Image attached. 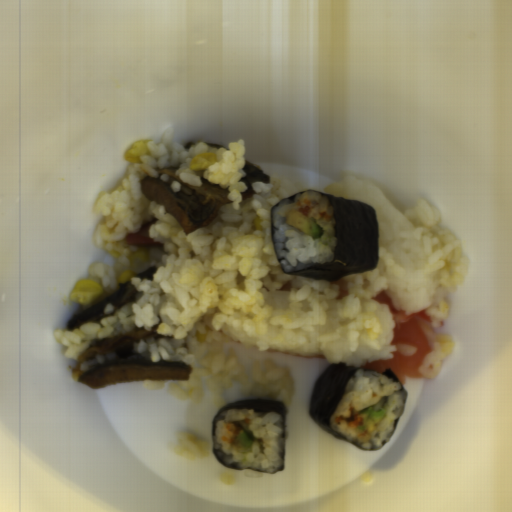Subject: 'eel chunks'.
<instances>
[{
    "instance_id": "eel-chunks-1",
    "label": "eel chunks",
    "mask_w": 512,
    "mask_h": 512,
    "mask_svg": "<svg viewBox=\"0 0 512 512\" xmlns=\"http://www.w3.org/2000/svg\"><path fill=\"white\" fill-rule=\"evenodd\" d=\"M156 331L136 328L121 336L102 339L88 350L83 352L76 359V365L72 369V376L76 382L88 385L91 389H98L103 386L118 382H134L142 379L153 381H188L191 367L183 362L160 360L152 362L142 354H137L134 345L142 340L162 339ZM116 352L118 358L108 360L104 364H97L86 372H80V364L94 358L96 355H105Z\"/></svg>"
},
{
    "instance_id": "eel-chunks-2",
    "label": "eel chunks",
    "mask_w": 512,
    "mask_h": 512,
    "mask_svg": "<svg viewBox=\"0 0 512 512\" xmlns=\"http://www.w3.org/2000/svg\"><path fill=\"white\" fill-rule=\"evenodd\" d=\"M156 172L167 176V181L149 174L139 180L140 191L149 201L163 205L183 229L190 234L213 222L220 208L231 204L229 189L218 183L201 178V186L181 180L177 165L156 168Z\"/></svg>"
},
{
    "instance_id": "eel-chunks-3",
    "label": "eel chunks",
    "mask_w": 512,
    "mask_h": 512,
    "mask_svg": "<svg viewBox=\"0 0 512 512\" xmlns=\"http://www.w3.org/2000/svg\"><path fill=\"white\" fill-rule=\"evenodd\" d=\"M137 293L138 291L132 286L130 279L122 282L117 292L73 315L66 323V329L72 331L87 323H100L105 316L107 304L112 305L114 309H121L132 302H137Z\"/></svg>"
},
{
    "instance_id": "eel-chunks-4",
    "label": "eel chunks",
    "mask_w": 512,
    "mask_h": 512,
    "mask_svg": "<svg viewBox=\"0 0 512 512\" xmlns=\"http://www.w3.org/2000/svg\"><path fill=\"white\" fill-rule=\"evenodd\" d=\"M242 170L246 173V175L239 179V182H244L247 187L246 191L240 193L242 201L251 198L257 193L253 187V183H271L270 177L259 167L248 160H245V165Z\"/></svg>"
},
{
    "instance_id": "eel-chunks-5",
    "label": "eel chunks",
    "mask_w": 512,
    "mask_h": 512,
    "mask_svg": "<svg viewBox=\"0 0 512 512\" xmlns=\"http://www.w3.org/2000/svg\"><path fill=\"white\" fill-rule=\"evenodd\" d=\"M157 271H158L157 266L148 267L144 271H142L138 274H134V276H132L131 278H137V279H141V280H150L151 281V280H153V275L155 273H157Z\"/></svg>"
},
{
    "instance_id": "eel-chunks-6",
    "label": "eel chunks",
    "mask_w": 512,
    "mask_h": 512,
    "mask_svg": "<svg viewBox=\"0 0 512 512\" xmlns=\"http://www.w3.org/2000/svg\"><path fill=\"white\" fill-rule=\"evenodd\" d=\"M207 146H209L210 148H214V149H221V148H224V145H221V144H218V143H206Z\"/></svg>"
},
{
    "instance_id": "eel-chunks-7",
    "label": "eel chunks",
    "mask_w": 512,
    "mask_h": 512,
    "mask_svg": "<svg viewBox=\"0 0 512 512\" xmlns=\"http://www.w3.org/2000/svg\"><path fill=\"white\" fill-rule=\"evenodd\" d=\"M193 145H195V143H194V142L188 141V142H187L186 144H184L183 146H184L185 150H190V148H191Z\"/></svg>"
}]
</instances>
